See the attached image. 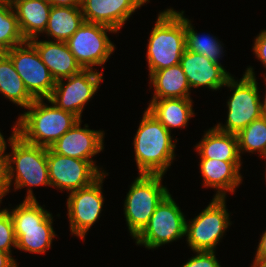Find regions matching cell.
Returning a JSON list of instances; mask_svg holds the SVG:
<instances>
[{
	"label": "cell",
	"mask_w": 266,
	"mask_h": 267,
	"mask_svg": "<svg viewBox=\"0 0 266 267\" xmlns=\"http://www.w3.org/2000/svg\"><path fill=\"white\" fill-rule=\"evenodd\" d=\"M51 103V106L46 104ZM20 114L16 123V134L25 142L50 148L74 124L80 120L71 112L58 108L49 99H35Z\"/></svg>",
	"instance_id": "obj_1"
},
{
	"label": "cell",
	"mask_w": 266,
	"mask_h": 267,
	"mask_svg": "<svg viewBox=\"0 0 266 267\" xmlns=\"http://www.w3.org/2000/svg\"><path fill=\"white\" fill-rule=\"evenodd\" d=\"M146 109L135 134L134 156L138 174L164 175L175 160L177 140Z\"/></svg>",
	"instance_id": "obj_2"
},
{
	"label": "cell",
	"mask_w": 266,
	"mask_h": 267,
	"mask_svg": "<svg viewBox=\"0 0 266 267\" xmlns=\"http://www.w3.org/2000/svg\"><path fill=\"white\" fill-rule=\"evenodd\" d=\"M12 128V134L7 138L11 147V153L7 154L9 192L13 183L14 191L28 188L24 200H36L31 187L51 186L47 148L25 142L16 134V124Z\"/></svg>",
	"instance_id": "obj_3"
},
{
	"label": "cell",
	"mask_w": 266,
	"mask_h": 267,
	"mask_svg": "<svg viewBox=\"0 0 266 267\" xmlns=\"http://www.w3.org/2000/svg\"><path fill=\"white\" fill-rule=\"evenodd\" d=\"M148 40L146 60L149 76L155 71L180 64L186 49L184 11L169 8L159 12Z\"/></svg>",
	"instance_id": "obj_4"
},
{
	"label": "cell",
	"mask_w": 266,
	"mask_h": 267,
	"mask_svg": "<svg viewBox=\"0 0 266 267\" xmlns=\"http://www.w3.org/2000/svg\"><path fill=\"white\" fill-rule=\"evenodd\" d=\"M10 213L16 238V248L21 251L44 254L56 237L52 213L36 200H23Z\"/></svg>",
	"instance_id": "obj_5"
},
{
	"label": "cell",
	"mask_w": 266,
	"mask_h": 267,
	"mask_svg": "<svg viewBox=\"0 0 266 267\" xmlns=\"http://www.w3.org/2000/svg\"><path fill=\"white\" fill-rule=\"evenodd\" d=\"M252 66L246 68L242 78L235 80L231 76L224 87L233 91L227 103L225 125L218 123L215 127L223 132L238 134L253 120L262 117L258 83Z\"/></svg>",
	"instance_id": "obj_6"
},
{
	"label": "cell",
	"mask_w": 266,
	"mask_h": 267,
	"mask_svg": "<svg viewBox=\"0 0 266 267\" xmlns=\"http://www.w3.org/2000/svg\"><path fill=\"white\" fill-rule=\"evenodd\" d=\"M161 174H138L124 201V218L132 239L149 223L158 204L169 193Z\"/></svg>",
	"instance_id": "obj_7"
},
{
	"label": "cell",
	"mask_w": 266,
	"mask_h": 267,
	"mask_svg": "<svg viewBox=\"0 0 266 267\" xmlns=\"http://www.w3.org/2000/svg\"><path fill=\"white\" fill-rule=\"evenodd\" d=\"M226 207V198L214 197L199 215L186 221L185 237L192 251H216L232 225Z\"/></svg>",
	"instance_id": "obj_8"
},
{
	"label": "cell",
	"mask_w": 266,
	"mask_h": 267,
	"mask_svg": "<svg viewBox=\"0 0 266 267\" xmlns=\"http://www.w3.org/2000/svg\"><path fill=\"white\" fill-rule=\"evenodd\" d=\"M185 229L186 217L169 192L134 239L138 246L152 250L185 237Z\"/></svg>",
	"instance_id": "obj_9"
},
{
	"label": "cell",
	"mask_w": 266,
	"mask_h": 267,
	"mask_svg": "<svg viewBox=\"0 0 266 267\" xmlns=\"http://www.w3.org/2000/svg\"><path fill=\"white\" fill-rule=\"evenodd\" d=\"M117 33L114 29L92 22H84L66 41V44L82 69L95 70L103 66L115 51V45L107 32Z\"/></svg>",
	"instance_id": "obj_10"
},
{
	"label": "cell",
	"mask_w": 266,
	"mask_h": 267,
	"mask_svg": "<svg viewBox=\"0 0 266 267\" xmlns=\"http://www.w3.org/2000/svg\"><path fill=\"white\" fill-rule=\"evenodd\" d=\"M107 172L103 173L89 186L69 193L67 198V215L71 234L84 241L87 232L97 222L103 211V181Z\"/></svg>",
	"instance_id": "obj_11"
},
{
	"label": "cell",
	"mask_w": 266,
	"mask_h": 267,
	"mask_svg": "<svg viewBox=\"0 0 266 267\" xmlns=\"http://www.w3.org/2000/svg\"><path fill=\"white\" fill-rule=\"evenodd\" d=\"M103 80V72L82 69L77 74L57 80L48 99L58 108L71 112L81 119L86 104L97 93Z\"/></svg>",
	"instance_id": "obj_12"
},
{
	"label": "cell",
	"mask_w": 266,
	"mask_h": 267,
	"mask_svg": "<svg viewBox=\"0 0 266 267\" xmlns=\"http://www.w3.org/2000/svg\"><path fill=\"white\" fill-rule=\"evenodd\" d=\"M5 53L10 57L27 91L35 99H48L56 81L40 59L36 48L29 41H25Z\"/></svg>",
	"instance_id": "obj_13"
},
{
	"label": "cell",
	"mask_w": 266,
	"mask_h": 267,
	"mask_svg": "<svg viewBox=\"0 0 266 267\" xmlns=\"http://www.w3.org/2000/svg\"><path fill=\"white\" fill-rule=\"evenodd\" d=\"M47 165L51 187L67 193L92 184L103 173L92 162L63 156L47 148Z\"/></svg>",
	"instance_id": "obj_14"
},
{
	"label": "cell",
	"mask_w": 266,
	"mask_h": 267,
	"mask_svg": "<svg viewBox=\"0 0 266 267\" xmlns=\"http://www.w3.org/2000/svg\"><path fill=\"white\" fill-rule=\"evenodd\" d=\"M82 119L78 120L74 126L68 130L62 137H60L50 147L55 153L83 159L92 162L102 173L106 171L99 168L95 163L93 157L104 150V131L91 130L88 124H84L85 127H81Z\"/></svg>",
	"instance_id": "obj_15"
},
{
	"label": "cell",
	"mask_w": 266,
	"mask_h": 267,
	"mask_svg": "<svg viewBox=\"0 0 266 267\" xmlns=\"http://www.w3.org/2000/svg\"><path fill=\"white\" fill-rule=\"evenodd\" d=\"M149 0H81L86 22L102 24L119 33L137 9Z\"/></svg>",
	"instance_id": "obj_16"
},
{
	"label": "cell",
	"mask_w": 266,
	"mask_h": 267,
	"mask_svg": "<svg viewBox=\"0 0 266 267\" xmlns=\"http://www.w3.org/2000/svg\"><path fill=\"white\" fill-rule=\"evenodd\" d=\"M180 65L192 88L208 87L211 90L223 88L232 76L221 65L210 61L206 56L185 49Z\"/></svg>",
	"instance_id": "obj_17"
},
{
	"label": "cell",
	"mask_w": 266,
	"mask_h": 267,
	"mask_svg": "<svg viewBox=\"0 0 266 267\" xmlns=\"http://www.w3.org/2000/svg\"><path fill=\"white\" fill-rule=\"evenodd\" d=\"M200 172L203 186L215 188L214 197L226 198L227 192L234 193L242 184V162H224L212 159H200Z\"/></svg>",
	"instance_id": "obj_18"
},
{
	"label": "cell",
	"mask_w": 266,
	"mask_h": 267,
	"mask_svg": "<svg viewBox=\"0 0 266 267\" xmlns=\"http://www.w3.org/2000/svg\"><path fill=\"white\" fill-rule=\"evenodd\" d=\"M36 48L40 59L48 67L55 81L79 73L82 68L64 41L29 40Z\"/></svg>",
	"instance_id": "obj_19"
},
{
	"label": "cell",
	"mask_w": 266,
	"mask_h": 267,
	"mask_svg": "<svg viewBox=\"0 0 266 267\" xmlns=\"http://www.w3.org/2000/svg\"><path fill=\"white\" fill-rule=\"evenodd\" d=\"M16 13L20 32L29 41L44 34L51 4L47 0H9Z\"/></svg>",
	"instance_id": "obj_20"
},
{
	"label": "cell",
	"mask_w": 266,
	"mask_h": 267,
	"mask_svg": "<svg viewBox=\"0 0 266 267\" xmlns=\"http://www.w3.org/2000/svg\"><path fill=\"white\" fill-rule=\"evenodd\" d=\"M204 132L200 142L195 145L200 159L241 162L236 134L220 131L215 126Z\"/></svg>",
	"instance_id": "obj_21"
},
{
	"label": "cell",
	"mask_w": 266,
	"mask_h": 267,
	"mask_svg": "<svg viewBox=\"0 0 266 267\" xmlns=\"http://www.w3.org/2000/svg\"><path fill=\"white\" fill-rule=\"evenodd\" d=\"M192 98L151 99L146 108L170 133L185 128L194 117Z\"/></svg>",
	"instance_id": "obj_22"
},
{
	"label": "cell",
	"mask_w": 266,
	"mask_h": 267,
	"mask_svg": "<svg viewBox=\"0 0 266 267\" xmlns=\"http://www.w3.org/2000/svg\"><path fill=\"white\" fill-rule=\"evenodd\" d=\"M149 78L154 87L152 99L191 98V87L180 64L155 71Z\"/></svg>",
	"instance_id": "obj_23"
},
{
	"label": "cell",
	"mask_w": 266,
	"mask_h": 267,
	"mask_svg": "<svg viewBox=\"0 0 266 267\" xmlns=\"http://www.w3.org/2000/svg\"><path fill=\"white\" fill-rule=\"evenodd\" d=\"M84 22L81 6H52L44 33L53 41L66 42Z\"/></svg>",
	"instance_id": "obj_24"
},
{
	"label": "cell",
	"mask_w": 266,
	"mask_h": 267,
	"mask_svg": "<svg viewBox=\"0 0 266 267\" xmlns=\"http://www.w3.org/2000/svg\"><path fill=\"white\" fill-rule=\"evenodd\" d=\"M0 93L13 104L24 109L35 100L27 91L22 78L5 52L0 55Z\"/></svg>",
	"instance_id": "obj_25"
},
{
	"label": "cell",
	"mask_w": 266,
	"mask_h": 267,
	"mask_svg": "<svg viewBox=\"0 0 266 267\" xmlns=\"http://www.w3.org/2000/svg\"><path fill=\"white\" fill-rule=\"evenodd\" d=\"M191 20L185 16V46L186 50L206 56L210 61L220 63L223 55V45L216 36L210 34L200 35L194 30ZM220 58V59H219Z\"/></svg>",
	"instance_id": "obj_26"
},
{
	"label": "cell",
	"mask_w": 266,
	"mask_h": 267,
	"mask_svg": "<svg viewBox=\"0 0 266 267\" xmlns=\"http://www.w3.org/2000/svg\"><path fill=\"white\" fill-rule=\"evenodd\" d=\"M25 42L9 0H0V49L6 52Z\"/></svg>",
	"instance_id": "obj_27"
},
{
	"label": "cell",
	"mask_w": 266,
	"mask_h": 267,
	"mask_svg": "<svg viewBox=\"0 0 266 267\" xmlns=\"http://www.w3.org/2000/svg\"><path fill=\"white\" fill-rule=\"evenodd\" d=\"M237 135L238 151L241 155L245 152L256 153L262 158L266 156V117L253 120Z\"/></svg>",
	"instance_id": "obj_28"
},
{
	"label": "cell",
	"mask_w": 266,
	"mask_h": 267,
	"mask_svg": "<svg viewBox=\"0 0 266 267\" xmlns=\"http://www.w3.org/2000/svg\"><path fill=\"white\" fill-rule=\"evenodd\" d=\"M12 247L16 249L14 225L10 213L5 210L0 214V250L12 255Z\"/></svg>",
	"instance_id": "obj_29"
},
{
	"label": "cell",
	"mask_w": 266,
	"mask_h": 267,
	"mask_svg": "<svg viewBox=\"0 0 266 267\" xmlns=\"http://www.w3.org/2000/svg\"><path fill=\"white\" fill-rule=\"evenodd\" d=\"M216 251H193L196 253L192 255L188 261L180 267H221L216 258Z\"/></svg>",
	"instance_id": "obj_30"
},
{
	"label": "cell",
	"mask_w": 266,
	"mask_h": 267,
	"mask_svg": "<svg viewBox=\"0 0 266 267\" xmlns=\"http://www.w3.org/2000/svg\"><path fill=\"white\" fill-rule=\"evenodd\" d=\"M257 60L266 68V29L261 30L259 35L255 37L254 45L252 48Z\"/></svg>",
	"instance_id": "obj_31"
},
{
	"label": "cell",
	"mask_w": 266,
	"mask_h": 267,
	"mask_svg": "<svg viewBox=\"0 0 266 267\" xmlns=\"http://www.w3.org/2000/svg\"><path fill=\"white\" fill-rule=\"evenodd\" d=\"M9 193L7 154L0 152V194Z\"/></svg>",
	"instance_id": "obj_32"
},
{
	"label": "cell",
	"mask_w": 266,
	"mask_h": 267,
	"mask_svg": "<svg viewBox=\"0 0 266 267\" xmlns=\"http://www.w3.org/2000/svg\"><path fill=\"white\" fill-rule=\"evenodd\" d=\"M259 244L255 253V258L251 266L258 267L266 259V230L260 236Z\"/></svg>",
	"instance_id": "obj_33"
},
{
	"label": "cell",
	"mask_w": 266,
	"mask_h": 267,
	"mask_svg": "<svg viewBox=\"0 0 266 267\" xmlns=\"http://www.w3.org/2000/svg\"><path fill=\"white\" fill-rule=\"evenodd\" d=\"M17 263L10 253L0 250V267H18Z\"/></svg>",
	"instance_id": "obj_34"
},
{
	"label": "cell",
	"mask_w": 266,
	"mask_h": 267,
	"mask_svg": "<svg viewBox=\"0 0 266 267\" xmlns=\"http://www.w3.org/2000/svg\"><path fill=\"white\" fill-rule=\"evenodd\" d=\"M51 6L57 7H73L81 6V0H47Z\"/></svg>",
	"instance_id": "obj_35"
},
{
	"label": "cell",
	"mask_w": 266,
	"mask_h": 267,
	"mask_svg": "<svg viewBox=\"0 0 266 267\" xmlns=\"http://www.w3.org/2000/svg\"><path fill=\"white\" fill-rule=\"evenodd\" d=\"M264 82H265V85H266V74L264 76ZM260 103H261V113H262V116L263 117H266V91H265L264 98H263V100H260Z\"/></svg>",
	"instance_id": "obj_36"
},
{
	"label": "cell",
	"mask_w": 266,
	"mask_h": 267,
	"mask_svg": "<svg viewBox=\"0 0 266 267\" xmlns=\"http://www.w3.org/2000/svg\"><path fill=\"white\" fill-rule=\"evenodd\" d=\"M6 140L4 138V136L2 135V133L0 132V152H5L7 149V144H6Z\"/></svg>",
	"instance_id": "obj_37"
},
{
	"label": "cell",
	"mask_w": 266,
	"mask_h": 267,
	"mask_svg": "<svg viewBox=\"0 0 266 267\" xmlns=\"http://www.w3.org/2000/svg\"><path fill=\"white\" fill-rule=\"evenodd\" d=\"M5 195H7V194H0V203H2V199H3V197H4ZM0 207H1V206H0ZM5 210H6V208H4V209H0V214L3 213Z\"/></svg>",
	"instance_id": "obj_38"
},
{
	"label": "cell",
	"mask_w": 266,
	"mask_h": 267,
	"mask_svg": "<svg viewBox=\"0 0 266 267\" xmlns=\"http://www.w3.org/2000/svg\"><path fill=\"white\" fill-rule=\"evenodd\" d=\"M258 267H266V259Z\"/></svg>",
	"instance_id": "obj_39"
},
{
	"label": "cell",
	"mask_w": 266,
	"mask_h": 267,
	"mask_svg": "<svg viewBox=\"0 0 266 267\" xmlns=\"http://www.w3.org/2000/svg\"><path fill=\"white\" fill-rule=\"evenodd\" d=\"M263 159H266V156L262 157ZM266 171V170H265ZM265 180H266V172H265Z\"/></svg>",
	"instance_id": "obj_40"
}]
</instances>
